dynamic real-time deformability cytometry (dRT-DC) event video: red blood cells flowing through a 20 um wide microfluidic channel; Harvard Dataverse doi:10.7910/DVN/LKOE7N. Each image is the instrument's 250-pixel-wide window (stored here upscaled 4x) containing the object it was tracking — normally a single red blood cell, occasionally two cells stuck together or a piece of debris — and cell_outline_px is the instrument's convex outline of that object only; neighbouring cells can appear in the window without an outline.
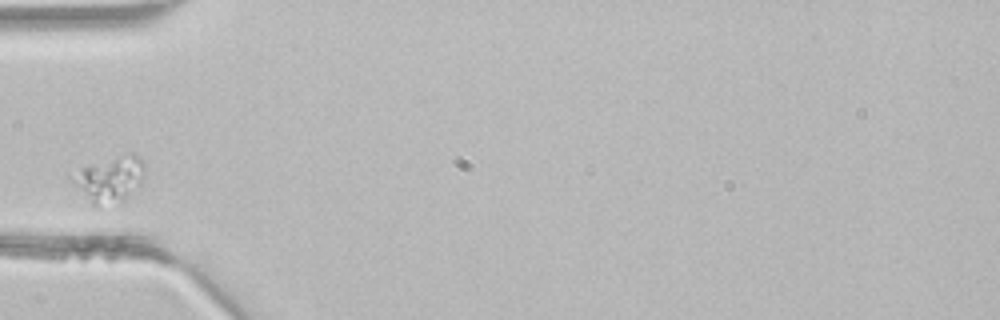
{"species": "common noctule bat (a hibernating species)", "species_latin": "Nyctalus noctula", "temperature_condition": "room temperature", "stored_images_in_passage": 1, "camera_frame_rate_fps": 3000, "um_per_image_px": 0.085, "animal": {"sex": "male", "body_mass_g": 21.5, "forearm_length_mm": 52.0}, "frame": {"image": 1, "passage_image": 1, "time_ms": 0.0, "image_size_px": [1000, 320], "cell_outline_px": [[144, 168], [140, 184], [120, 204], [96, 208], [92, 204], [68, 176], [80, 168], [128, 152], [132, 152], [144, 164]], "centroid_in_image_um": [9.31, 15.26], "position_along_channel_um": 75.7, "area_um2": 19.25}}